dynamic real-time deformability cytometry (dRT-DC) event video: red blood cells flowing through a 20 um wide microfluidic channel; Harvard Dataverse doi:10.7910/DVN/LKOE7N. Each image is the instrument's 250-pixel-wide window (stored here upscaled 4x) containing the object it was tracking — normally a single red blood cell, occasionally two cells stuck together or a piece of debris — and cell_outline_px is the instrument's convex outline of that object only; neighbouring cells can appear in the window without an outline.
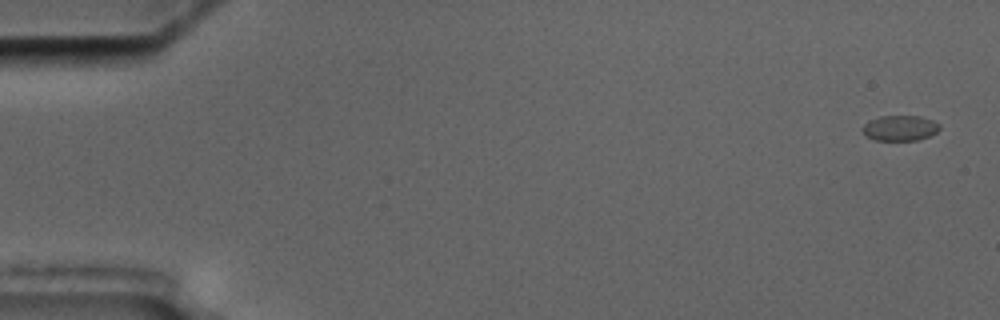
{"species": "common noctule bat (a hibernating species)", "species_latin": "Nyctalus noctula", "temperature_condition": "cold", "stored_images_in_passage": 7, "camera_frame_rate_fps": 3000, "um_per_image_px": 0.085, "animal": {"sex": "male", "body_mass_g": 17.5, "forearm_length_mm": 52.3}, "frame": {"image": 1, "passage_image": 1, "time_ms": 0.0, "image_size_px": [1000, 320], "cell_outline_px": [[940, 128], [936, 132], [928, 136], [916, 140], [876, 140], [868, 136], [860, 128], [868, 120], [880, 116], [920, 116], [932, 120], [940, 124]], "centroid_in_image_um": [76.49, 10.87], "position_along_channel_um": 8.5, "area_um2": 11.33}}
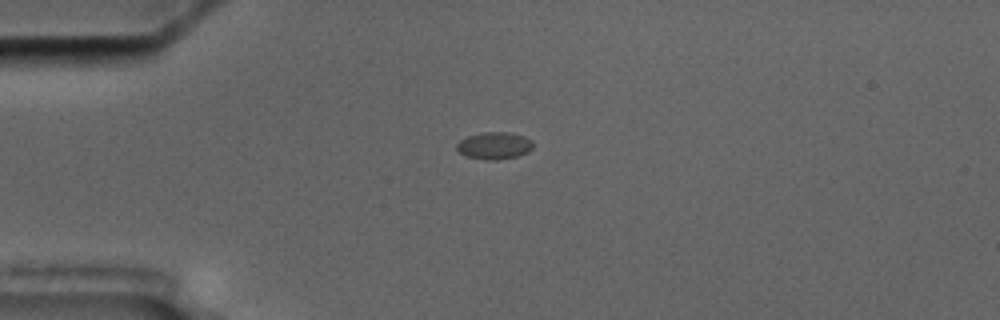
{"frame": {"image": 2, "passage_image": 4, "time_ms": 4.333, "image_size_px": [1000, 320], "cell_outline_px": [[532, 148], [528, 152], [516, 156], [496, 160], [484, 160], [468, 156], [460, 152], [456, 148], [456, 144], [460, 140], [468, 136], [484, 132], [512, 132], [524, 136], [532, 140]], "centroid_in_image_um": [42.03, 12.37], "position_along_channel_um": 43.0, "area_um2": 12.02}}
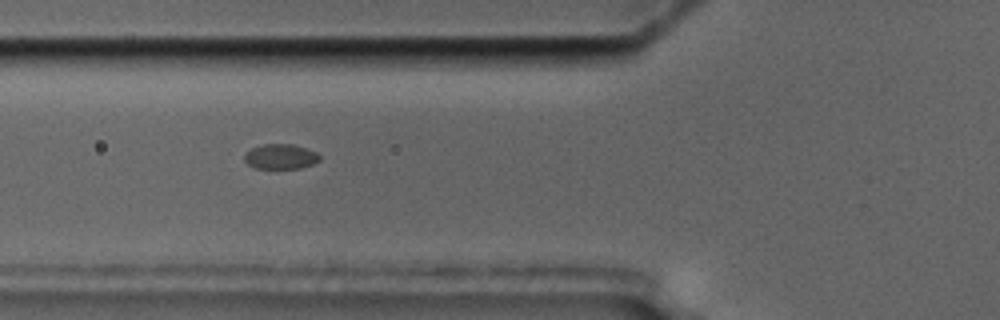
{"frame": {"image": 3, "passage_image": 6, "time_ms": 6.667, "image_size_px": [1000, 320], "cell_outline_px": [[320, 160], [312, 164], [300, 168], [256, 168], [248, 164], [244, 160], [244, 152], [252, 148], [264, 144], [292, 144], [316, 152], [320, 156]], "centroid_in_image_um": [23.82, 13.3], "position_along_channel_um": 102.0, "area_um2": 10.87}}